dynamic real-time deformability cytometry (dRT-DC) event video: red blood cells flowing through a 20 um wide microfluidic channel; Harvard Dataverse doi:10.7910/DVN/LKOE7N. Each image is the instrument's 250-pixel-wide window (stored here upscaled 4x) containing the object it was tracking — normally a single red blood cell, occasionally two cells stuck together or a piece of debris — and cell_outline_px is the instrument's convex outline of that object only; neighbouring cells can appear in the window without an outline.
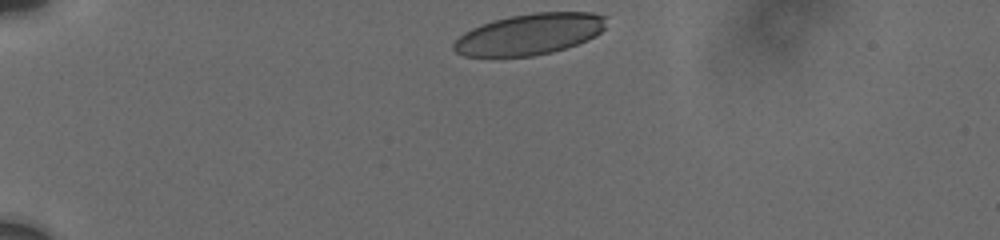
{"species": "human", "species_latin": "Homo sapiens", "temperature_condition": "cold", "stored_images_in_passage": 24, "camera_frame_rate_fps": 3000, "um_per_image_px": 0.085, "donor": {"sex": "male"}, "frame": {"image": 1, "passage_image": 1, "time_ms": 0.0, "image_size_px": [1000, 240], "cell_outline_px": [[608, 16], [604, 28], [596, 36], [588, 40], [552, 52], [532, 56], [464, 56], [456, 52], [452, 48], [452, 44], [464, 32], [480, 24], [492, 20], [512, 16], [536, 12], [592, 12]], "centroid_in_image_um": [45.02, 2.89], "position_along_channel_um": 40.0, "area_um2": 36.59}}
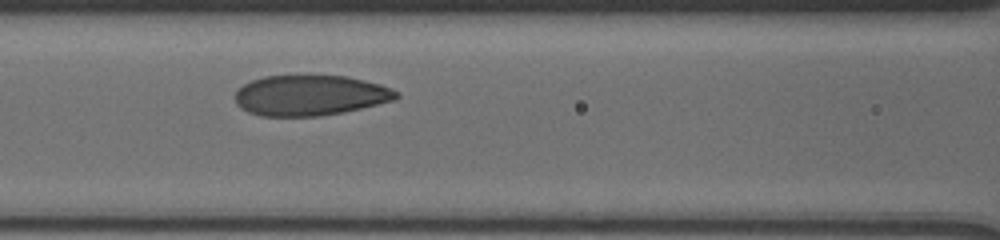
{"frame": {"image": 2, "passage_image": 15, "time_ms": 4.333, "image_size_px": [1000, 240], "cell_outline_px": [[400, 96], [396, 100], [360, 108], [320, 116], [260, 116], [248, 112], [236, 104], [232, 96], [244, 84], [252, 80], [264, 76], [296, 72], [348, 76], [380, 84], [392, 88]], "centroid_in_image_um": [26.32, 8.05], "position_along_channel_um": 140.3, "area_um2": 39.19}}
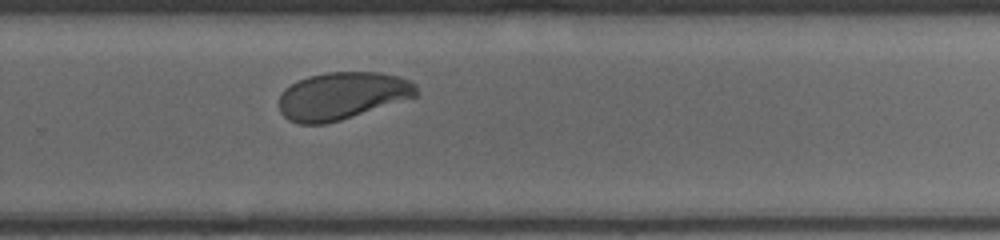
{"frame": {"image": 3, "passage_image": 24, "time_ms": 8.667, "image_size_px": [1000, 240], "cell_outline_px": [[420, 92], [416, 96], [340, 120], [324, 124], [300, 124], [288, 120], [280, 112], [280, 96], [284, 88], [308, 76], [324, 72], [380, 72], [412, 80], [416, 84]], "centroid_in_image_um": [29.09, 8.13], "position_along_channel_um": 300.7, "area_um2": 37.86}}